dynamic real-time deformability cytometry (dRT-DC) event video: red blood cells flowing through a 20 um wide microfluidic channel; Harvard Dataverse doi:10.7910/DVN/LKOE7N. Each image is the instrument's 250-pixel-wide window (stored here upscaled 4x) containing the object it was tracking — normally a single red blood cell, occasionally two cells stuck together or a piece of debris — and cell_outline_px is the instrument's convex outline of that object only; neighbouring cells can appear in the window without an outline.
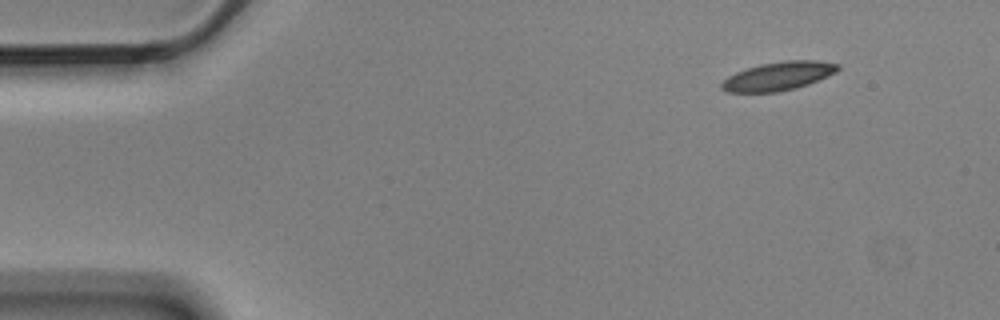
{"species": "Egyptian fruit bat (a non-hibernating species)", "species_latin": "Rousettus aegyptiacus", "temperature_condition": "cold", "stored_images_in_passage": 5, "segment_of_instrument_passage": [1, 2], "camera_frame_rate_fps": 3000, "um_per_image_px": 0.085, "animal": {"sex": "male"}, "frame": {"image": 1, "passage_image": 1, "time_ms": 0.0, "image_size_px": [1000, 320], "cell_outline_px": [[840, 68], [836, 72], [828, 76], [808, 84], [796, 88], [776, 92], [728, 92], [720, 88], [720, 84], [728, 76], [736, 72], [760, 64], [784, 60], [816, 60], [840, 64]], "centroid_in_image_um": [66.17, 6.46], "position_along_channel_um": 18.8, "area_um2": 19.36}}
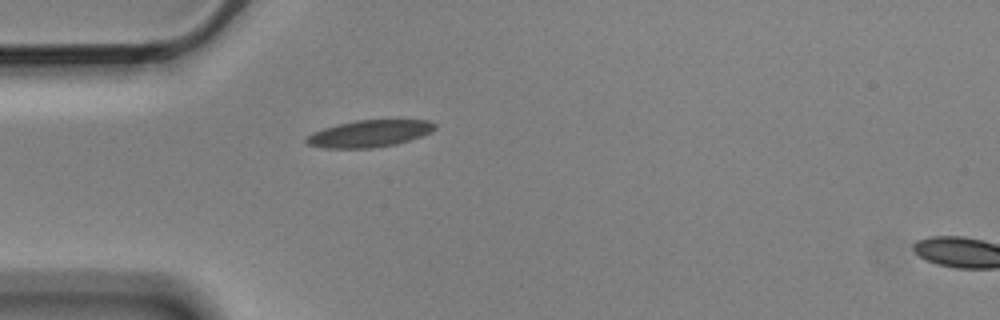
{"frame": {"image": 2, "passage_image": 4, "time_ms": 1.0, "image_size_px": [1000, 320], "cell_outline_px": [[436, 128], [432, 132], [396, 144], [372, 148], [324, 148], [308, 144], [304, 140], [312, 132], [336, 124], [356, 120], [428, 120], [436, 124]], "centroid_in_image_um": [31.39, 11.35], "position_along_channel_um": 53.6, "area_um2": 20.11}}